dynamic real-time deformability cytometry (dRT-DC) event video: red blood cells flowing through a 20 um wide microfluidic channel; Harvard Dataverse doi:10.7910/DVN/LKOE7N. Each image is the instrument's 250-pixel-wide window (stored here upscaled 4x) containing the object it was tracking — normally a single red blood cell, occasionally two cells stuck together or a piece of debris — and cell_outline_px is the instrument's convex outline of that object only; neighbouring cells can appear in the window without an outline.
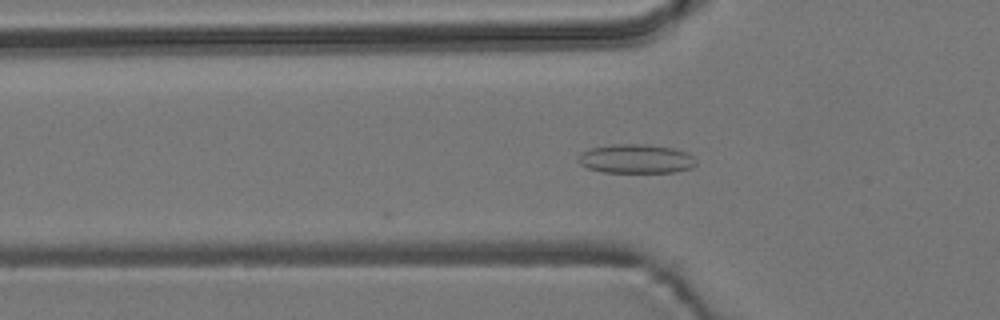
{"species": "common noctule bat (a hibernating species)", "species_latin": "Nyctalus noctula", "temperature_condition": "room temperature", "stored_images_in_passage": 36, "camera_frame_rate_fps": 3000, "um_per_image_px": 0.085, "animal": {"sex": "male", "body_mass_g": 19.2, "forearm_length_mm": 51.8}, "frame": {"image": 1, "passage_image": 3, "time_ms": 0.667, "image_size_px": [1000, 320], "cell_outline_px": [[696, 164], [692, 168], [672, 172], [604, 172], [588, 168], [580, 164], [580, 152], [592, 148], [612, 144], [648, 144], [672, 148], [684, 152], [692, 156], [696, 160]], "centroid_in_image_um": [54.07, 13.49], "position_along_channel_um": 71.7, "area_um2": 19.77}}
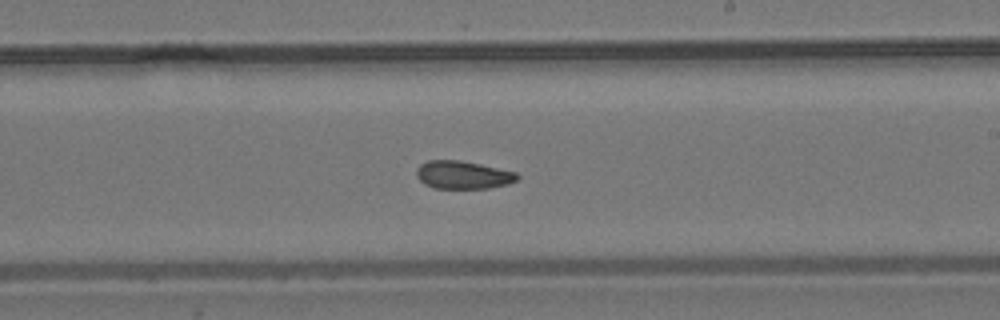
{"frame": {"image": 2, "passage_image": 17, "time_ms": 5.333, "image_size_px": [1000, 320], "cell_outline_px": [[520, 176], [516, 180], [508, 184], [488, 188], [436, 188], [424, 184], [416, 176], [416, 168], [420, 164], [428, 160], [460, 160], [480, 164], [516, 172]], "centroid_in_image_um": [39.33, 14.86], "position_along_channel_um": 249.7, "area_um2": 16.42}}
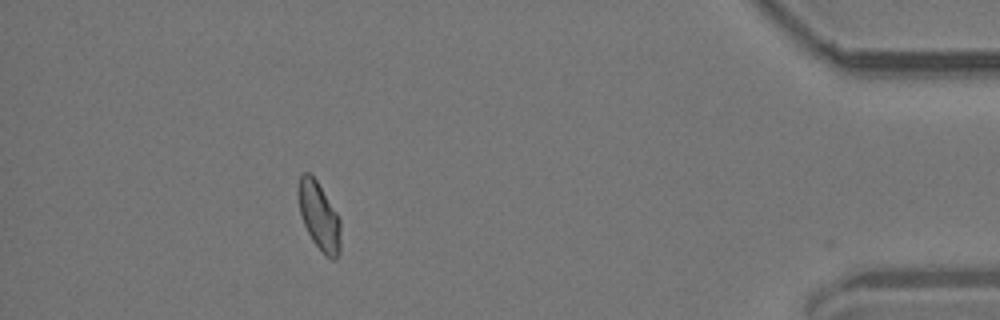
{"frame": {"image": 3, "passage_image": 34, "time_ms": 11.0, "image_size_px": [1000, 320], "cell_outline_px": [[340, 252], [336, 260], [332, 260], [312, 240], [304, 224], [300, 212], [300, 172], [308, 172], [316, 180], [336, 212], [340, 220]], "centroid_in_image_um": [27.16, 18.4], "position_along_channel_um": 408.0, "area_um2": 16.07}, "authors_computed_cell_mechanics": {"area_um2": 16.7909, "velocity_mm_per_s": 3.7888, "shape_relaxation_time_tau1_ms": null, "shape_relaxation_time_tau2_ms": 5.1526, "deformation_change_tau1": null, "deformation_change_tau2": 0.0835}}